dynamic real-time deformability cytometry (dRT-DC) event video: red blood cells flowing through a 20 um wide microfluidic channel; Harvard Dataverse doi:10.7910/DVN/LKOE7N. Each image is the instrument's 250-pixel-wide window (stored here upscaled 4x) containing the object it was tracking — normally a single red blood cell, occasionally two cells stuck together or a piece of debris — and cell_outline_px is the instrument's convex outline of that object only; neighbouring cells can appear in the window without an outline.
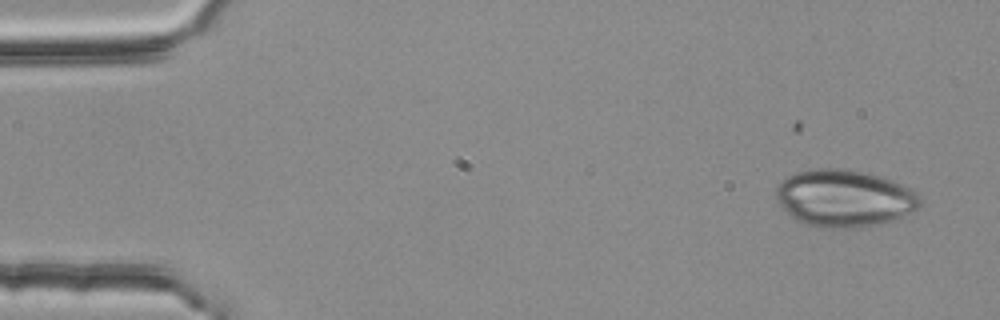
{"species": "common noctule bat (a hibernating species)", "species_latin": "Nyctalus noctula", "temperature_condition": "room temperature", "stored_images_in_passage": 4, "camera_frame_rate_fps": 3000, "um_per_image_px": 0.085, "animal": {"sex": "female", "body_mass_g": 25.1}, "frame": {"image": 1, "passage_image": 2, "time_ms": 0.333, "image_size_px": [1000, 320], "cell_outline_px": [[920, 204], [916, 208], [896, 220], [876, 224], [844, 228], [820, 228], [796, 220], [788, 216], [776, 200], [776, 188], [788, 176], [800, 172], [816, 168], [828, 168], [860, 172], [880, 176], [892, 180], [916, 192], [920, 196]], "centroid_in_image_um": [71.73, 16.87], "position_along_channel_um": 13.3, "area_um2": 47.4}}